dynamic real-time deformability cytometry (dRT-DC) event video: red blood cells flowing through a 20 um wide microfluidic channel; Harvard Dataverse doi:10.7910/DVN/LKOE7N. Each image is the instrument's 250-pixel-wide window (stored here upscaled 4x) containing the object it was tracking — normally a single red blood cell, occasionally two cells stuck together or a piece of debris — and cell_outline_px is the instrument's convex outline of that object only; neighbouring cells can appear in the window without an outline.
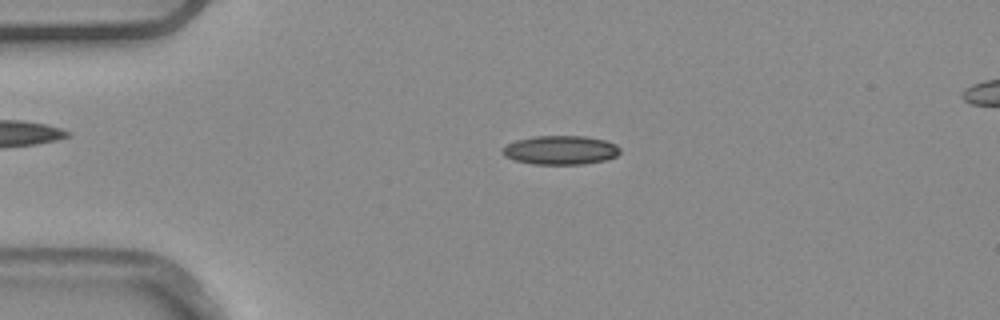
{"species": "common noctule bat (a hibernating species)", "species_latin": "Nyctalus noctula", "temperature_condition": "warm", "stored_images_in_passage": 4, "segment_of_instrument_passage": [1, 2], "camera_frame_rate_fps": 3000, "um_per_image_px": 0.085, "animal": {"sex": "male", "body_mass_g": 20.4}, "frame": {"image": 1, "passage_image": 2, "time_ms": 0.333, "image_size_px": [1000, 320], "cell_outline_px": [[620, 152], [616, 156], [604, 160], [584, 164], [532, 164], [516, 160], [504, 156], [500, 152], [500, 148], [516, 140], [532, 136], [584, 136], [604, 140], [616, 144], [620, 148]], "centroid_in_image_um": [47.61, 12.75], "position_along_channel_um": 37.4, "area_um2": 19.88}}